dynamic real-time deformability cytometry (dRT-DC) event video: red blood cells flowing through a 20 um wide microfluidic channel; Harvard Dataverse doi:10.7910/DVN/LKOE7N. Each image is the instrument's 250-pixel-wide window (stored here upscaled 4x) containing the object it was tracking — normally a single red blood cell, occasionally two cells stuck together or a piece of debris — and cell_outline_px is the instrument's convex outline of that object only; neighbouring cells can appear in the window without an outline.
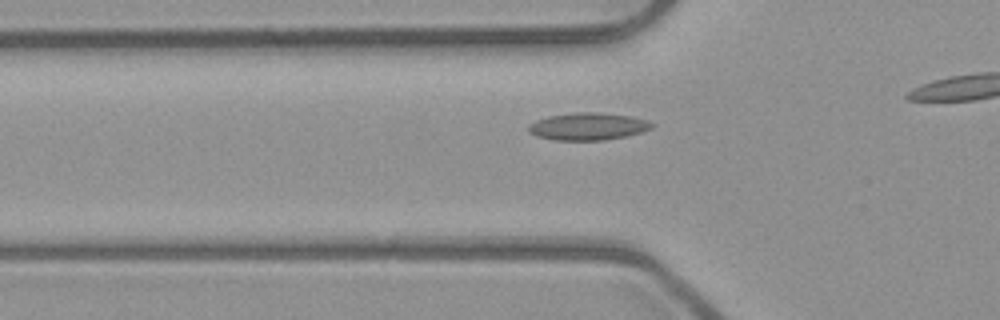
{"species": "common noctule bat (a hibernating species)", "species_latin": "Nyctalus noctula", "temperature_condition": "room temperature", "stored_images_in_passage": 24, "camera_frame_rate_fps": 3000, "um_per_image_px": 0.085, "animal": {"sex": "male", "body_mass_g": 23.1, "forearm_length_mm": 52.7}, "frame": {"image": 1, "passage_image": 9, "time_ms": 2.667, "image_size_px": [1000, 320], "cell_outline_px": [[656, 124], [652, 128], [640, 132], [624, 136], [604, 140], [556, 140], [536, 136], [528, 132], [528, 124], [536, 120], [548, 116], [572, 112], [596, 112], [632, 116], [648, 120]], "centroid_in_image_um": [49.97, 10.73], "position_along_channel_um": 75.8, "area_um2": 19.77}}
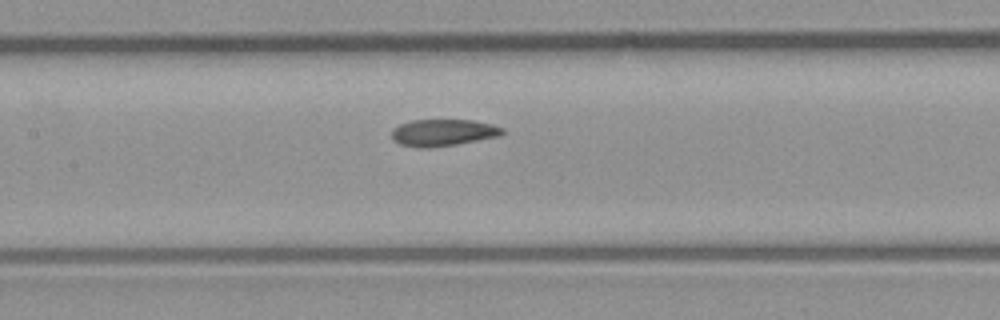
{"frame": {"image": 2, "passage_image": 16, "time_ms": 5.0, "image_size_px": [1000, 320], "cell_outline_px": [[504, 132], [500, 136], [456, 144], [428, 148], [420, 148], [400, 144], [392, 140], [392, 128], [400, 124], [412, 120], [472, 120], [492, 124], [504, 128]], "centroid_in_image_um": [37.65, 11.27], "position_along_channel_um": 169.8, "area_um2": 17.34}}
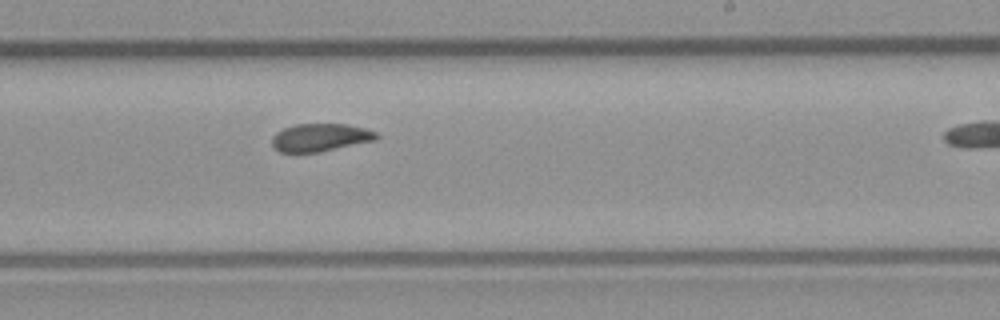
{"frame": {"image": 3, "passage_image": 23, "time_ms": 7.333, "image_size_px": [1000, 320], "cell_outline_px": [[380, 136], [376, 140], [316, 152], [280, 152], [272, 148], [272, 136], [276, 132], [284, 128], [296, 124], [348, 124], [364, 128], [376, 132]], "centroid_in_image_um": [27.2, 11.68], "position_along_channel_um": 261.8, "area_um2": 16.88}}